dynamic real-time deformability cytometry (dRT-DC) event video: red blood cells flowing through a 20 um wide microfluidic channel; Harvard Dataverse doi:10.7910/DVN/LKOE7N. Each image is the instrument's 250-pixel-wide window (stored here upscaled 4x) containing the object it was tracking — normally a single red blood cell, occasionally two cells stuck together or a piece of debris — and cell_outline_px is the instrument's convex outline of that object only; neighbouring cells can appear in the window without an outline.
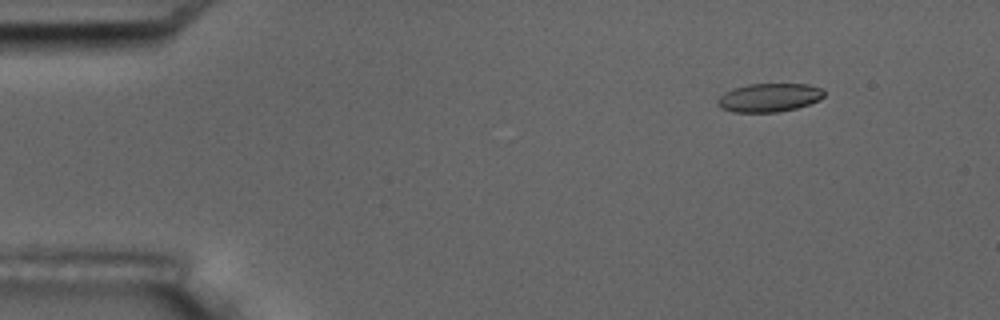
{"species": "common noctule bat (a hibernating species)", "species_latin": "Nyctalus noctula", "temperature_condition": "room temperature", "stored_images_in_passage": 4, "camera_frame_rate_fps": 3000, "um_per_image_px": 0.085, "animal": {"sex": "male", "body_mass_g": 17.5, "forearm_length_mm": 52.3}, "frame": {"image": 1, "passage_image": 2, "time_ms": 1.0, "image_size_px": [1000, 320], "cell_outline_px": [[824, 96], [820, 100], [796, 108], [776, 112], [732, 112], [720, 108], [716, 104], [716, 100], [724, 92], [732, 88], [748, 84], [808, 84], [820, 88], [824, 92]], "centroid_in_image_um": [65.33, 8.29], "position_along_channel_um": 19.7, "area_um2": 17.8}}